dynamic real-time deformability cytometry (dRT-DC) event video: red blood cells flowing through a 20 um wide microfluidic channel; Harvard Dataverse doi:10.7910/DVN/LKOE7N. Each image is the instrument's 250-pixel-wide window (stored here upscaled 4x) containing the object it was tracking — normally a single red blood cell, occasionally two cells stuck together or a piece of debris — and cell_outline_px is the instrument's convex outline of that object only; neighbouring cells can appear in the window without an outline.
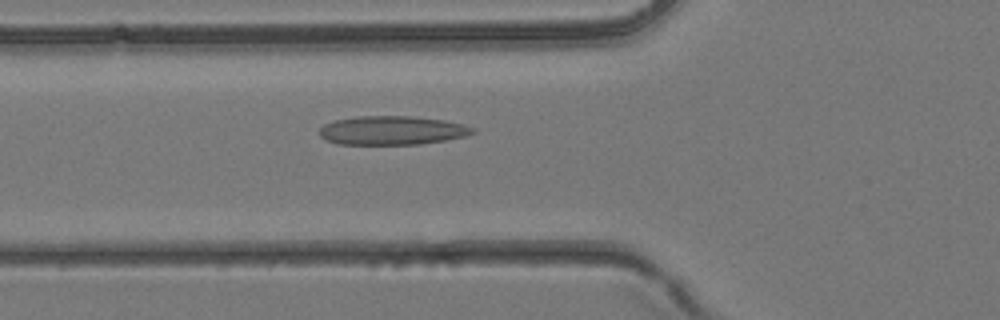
{"species": "common noctule bat (a hibernating species)", "species_latin": "Nyctalus noctula", "temperature_condition": "room temperature", "stored_images_in_passage": 29, "camera_frame_rate_fps": 3000, "um_per_image_px": 0.085, "animal": {"sex": "female", "body_mass_g": 24.6, "forearm_length_mm": 56.2}, "frame": {"image": 1, "passage_image": 4, "time_ms": 1.0, "image_size_px": [1000, 320], "cell_outline_px": [[476, 132], [464, 136], [444, 140], [420, 144], [336, 144], [324, 140], [320, 136], [320, 128], [324, 124], [332, 120], [356, 116], [412, 116], [444, 120], [464, 124], [476, 128]], "centroid_in_image_um": [33.3, 11.08], "position_along_channel_um": 92.5, "area_um2": 25.95}}
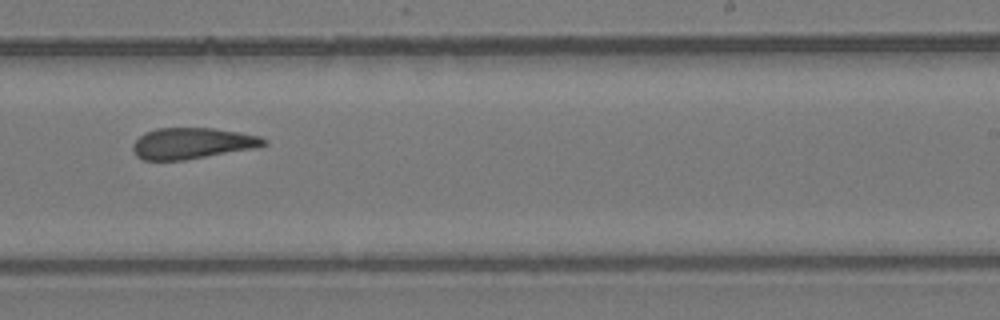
{"frame": {"image": 2, "passage_image": 14, "time_ms": 4.333, "image_size_px": [1000, 320], "cell_outline_px": [[268, 144], [256, 148], [184, 160], [144, 160], [136, 156], [132, 148], [132, 144], [144, 132], [156, 128], [212, 128], [240, 132], [260, 136], [268, 140]], "centroid_in_image_um": [16.35, 12.18], "position_along_channel_um": 272.7, "area_um2": 23.87}}
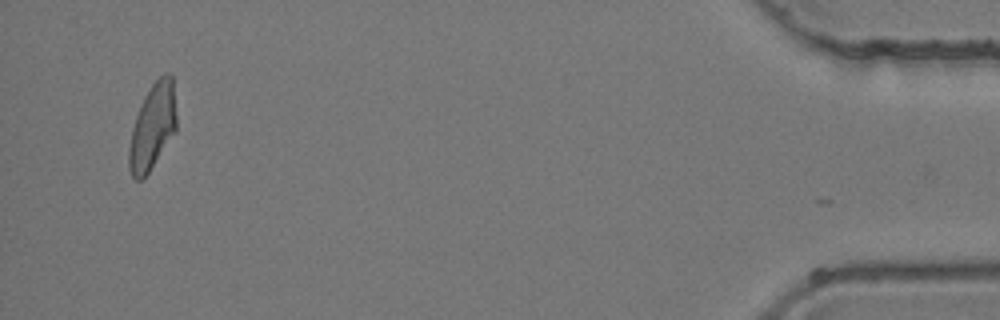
{"frame": {"image": 3, "passage_image": 27, "time_ms": 8.667, "image_size_px": [1000, 320], "cell_outline_px": [[176, 132], [144, 180], [136, 180], [132, 176], [128, 168], [128, 148], [132, 128], [140, 104], [144, 96], [152, 84], [164, 72], [168, 72], [172, 76], [176, 116]], "centroid_in_image_um": [12.96, 10.81], "position_along_channel_um": 422.2, "area_um2": 24.04}}